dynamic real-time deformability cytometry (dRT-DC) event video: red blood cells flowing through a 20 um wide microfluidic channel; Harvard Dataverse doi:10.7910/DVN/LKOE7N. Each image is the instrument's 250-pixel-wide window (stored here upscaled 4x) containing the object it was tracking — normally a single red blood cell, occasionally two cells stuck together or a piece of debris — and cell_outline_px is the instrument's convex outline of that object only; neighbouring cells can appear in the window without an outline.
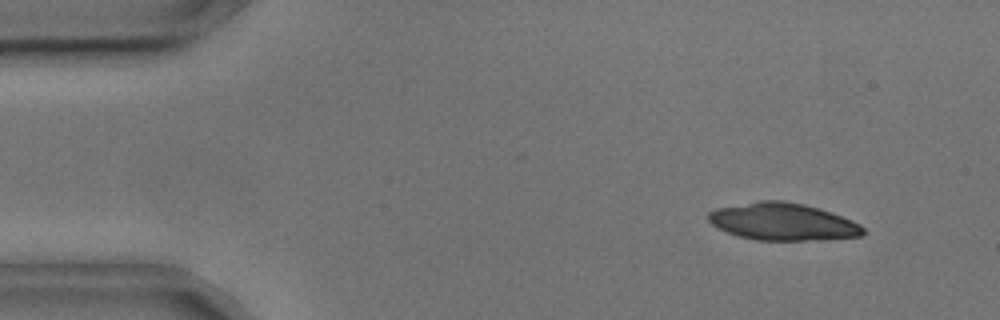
{"species": "common noctule bat (a hibernating species)", "species_latin": "Nyctalus noctula", "temperature_condition": "cold", "stored_images_in_passage": 6, "camera_frame_rate_fps": 3000, "um_per_image_px": 0.085, "animal": {"sex": "male", "body_mass_g": 17.9, "forearm_length_mm": 54.2}, "frame": {"image": 1, "passage_image": 2, "time_ms": 0.333, "image_size_px": [1000, 320], "cell_outline_px": [[864, 232], [860, 236], [804, 240], [756, 240], [740, 236], [728, 232], [712, 224], [708, 220], [708, 212], [716, 208], [760, 200], [784, 200], [804, 204], [832, 212], [852, 220], [860, 224], [864, 228]], "centroid_in_image_um": [66.52, 18.83], "position_along_channel_um": 18.5, "area_um2": 33.35}}